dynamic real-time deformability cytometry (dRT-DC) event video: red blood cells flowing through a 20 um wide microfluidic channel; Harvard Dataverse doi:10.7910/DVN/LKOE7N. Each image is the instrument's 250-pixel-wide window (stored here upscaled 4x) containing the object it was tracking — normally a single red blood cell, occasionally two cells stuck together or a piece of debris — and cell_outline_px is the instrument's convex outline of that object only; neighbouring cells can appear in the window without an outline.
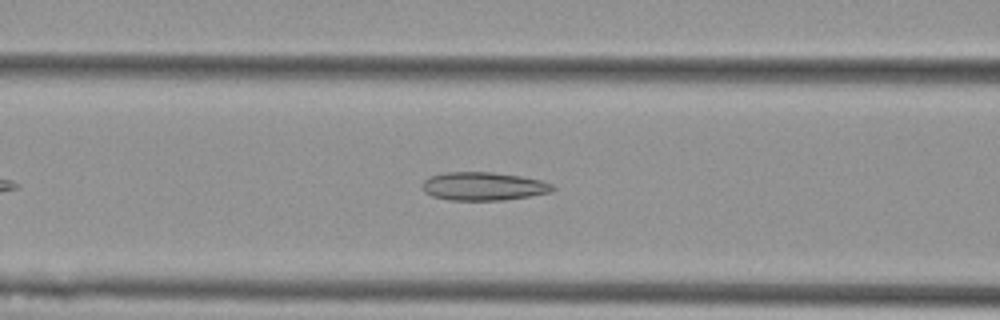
{"species": "Egyptian fruit bat (a non-hibernating species)", "species_latin": "Rousettus aegyptiacus", "temperature_condition": "cold", "stored_images_in_passage": 44, "camera_frame_rate_fps": 3000, "um_per_image_px": 0.085, "animal": {"sex": "female"}, "frame": {"image": 1, "passage_image": 12, "time_ms": 3.667, "image_size_px": [1000, 320], "cell_outline_px": [[556, 188], [548, 192], [528, 196], [504, 200], [448, 200], [432, 196], [424, 192], [420, 188], [424, 180], [428, 176], [448, 172], [492, 172], [520, 176], [540, 180], [552, 184]], "centroid_in_image_um": [41.02, 15.83], "position_along_channel_um": 125.6, "area_um2": 21.5}}
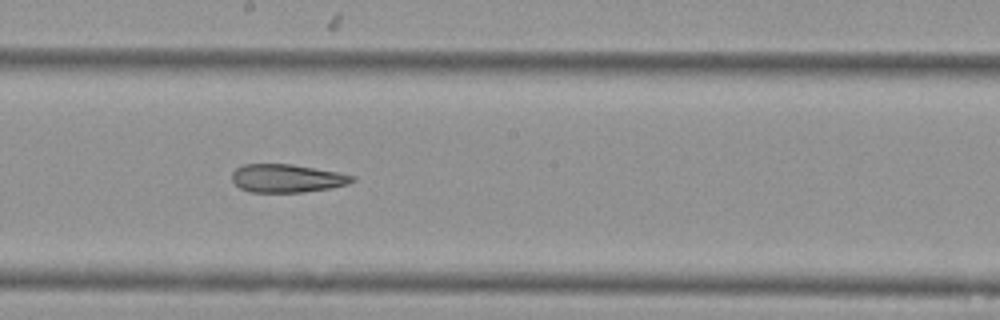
{"frame": {"image": 2, "passage_image": 20, "time_ms": 6.333, "image_size_px": [1000, 320], "cell_outline_px": [[356, 180], [348, 184], [328, 188], [300, 192], [252, 192], [240, 188], [232, 180], [232, 172], [236, 168], [244, 164], [292, 164], [336, 172], [352, 176]], "centroid_in_image_um": [24.35, 15.15], "position_along_channel_um": 223.9, "area_um2": 19.48}}
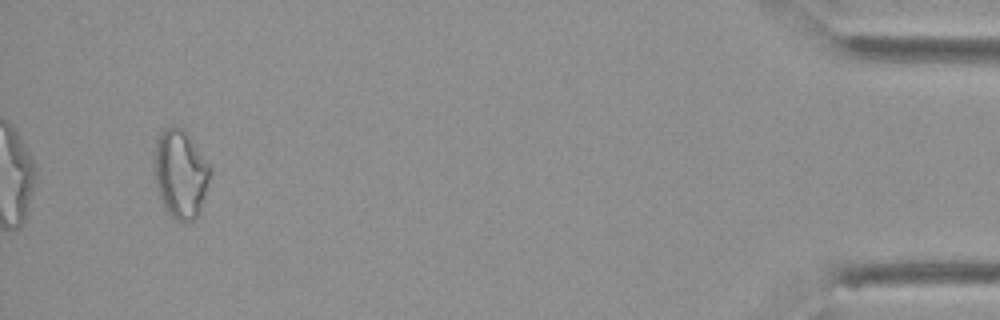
{"frame": {"image": 3, "passage_image": 42, "time_ms": 13.667, "image_size_px": [1000, 320], "cell_outline_px": [[212, 172], [200, 212], [192, 220], [176, 220], [168, 212], [160, 196], [156, 184], [156, 140], [160, 132], [164, 128], [184, 128], [212, 168]], "centroid_in_image_um": [15.39, 14.76], "position_along_channel_um": 419.8, "area_um2": 28.21}, "authors_computed_cell_mechanics": {"area_um2": 21.8773, "velocity_mm_per_s": 3.6984, "shape_relaxation_time_tau1_ms": null, "shape_relaxation_time_tau2_ms": 9.8831, "deformation_change_tau1": null, "deformation_change_tau2": 0.1796}}